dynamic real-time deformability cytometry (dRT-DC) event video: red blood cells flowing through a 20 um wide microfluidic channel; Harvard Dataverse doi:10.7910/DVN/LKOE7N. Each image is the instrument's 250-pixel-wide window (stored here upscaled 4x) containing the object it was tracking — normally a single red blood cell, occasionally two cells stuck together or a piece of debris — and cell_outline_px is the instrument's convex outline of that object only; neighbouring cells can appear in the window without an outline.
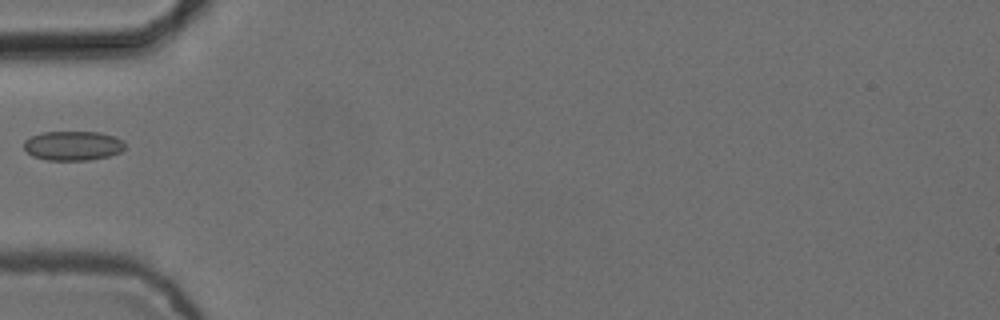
{"species": "common noctule bat (a hibernating species)", "species_latin": "Nyctalus noctula", "temperature_condition": "cold", "stored_images_in_passage": 5, "camera_frame_rate_fps": 3000, "um_per_image_px": 0.085, "animal": {"sex": "female", "body_mass_g": 24.6, "forearm_length_mm": 56.2}, "frame": {"image": 1, "passage_image": 5, "time_ms": 1.333, "image_size_px": [1000, 320], "cell_outline_px": [[124, 148], [120, 152], [108, 156], [88, 160], [48, 160], [32, 156], [24, 148], [24, 140], [32, 136], [44, 132], [100, 132], [124, 140]], "centroid_in_image_um": [6.19, 12.38], "position_along_channel_um": 78.8, "area_um2": 17.22}}